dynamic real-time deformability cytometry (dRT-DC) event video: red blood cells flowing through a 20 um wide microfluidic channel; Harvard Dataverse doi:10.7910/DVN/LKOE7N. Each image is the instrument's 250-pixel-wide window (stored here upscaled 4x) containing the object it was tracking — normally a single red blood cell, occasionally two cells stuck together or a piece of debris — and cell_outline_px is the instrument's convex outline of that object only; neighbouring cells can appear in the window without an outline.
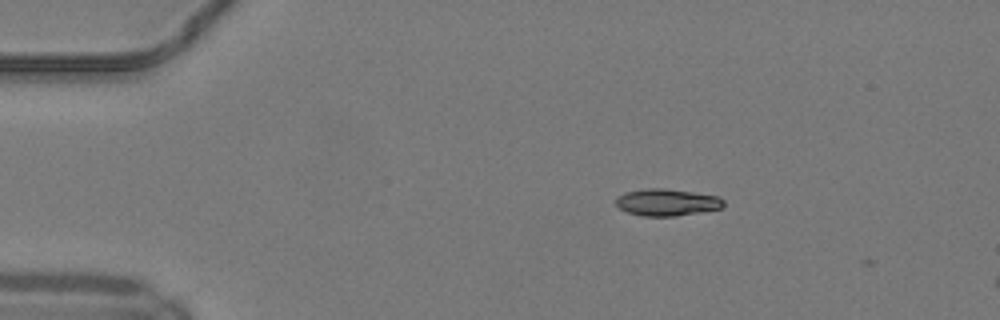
{"species": "common noctule bat (a hibernating species)", "species_latin": "Nyctalus noctula", "temperature_condition": "warm", "stored_images_in_passage": 4, "camera_frame_rate_fps": 3000, "um_per_image_px": 0.085, "animal": {"sex": "male", "body_mass_g": 19.2, "forearm_length_mm": 51.8}, "frame": {"image": 1, "passage_image": 2, "time_ms": 0.333, "image_size_px": [1000, 320], "cell_outline_px": [[724, 204], [720, 208], [676, 216], [644, 216], [628, 212], [620, 208], [616, 204], [616, 196], [624, 192], [644, 188], [664, 188], [720, 196], [724, 200]], "centroid_in_image_um": [56.66, 17.18], "position_along_channel_um": 28.3, "area_um2": 16.88}}